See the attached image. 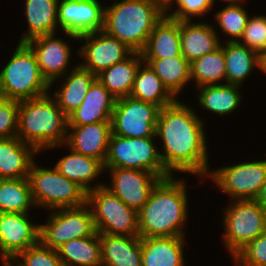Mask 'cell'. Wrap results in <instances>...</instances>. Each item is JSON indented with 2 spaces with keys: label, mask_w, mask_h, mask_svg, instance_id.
Wrapping results in <instances>:
<instances>
[{
  "label": "cell",
  "mask_w": 266,
  "mask_h": 266,
  "mask_svg": "<svg viewBox=\"0 0 266 266\" xmlns=\"http://www.w3.org/2000/svg\"><path fill=\"white\" fill-rule=\"evenodd\" d=\"M185 102L177 99L160 110L156 127L159 153L171 175L196 176L197 182L203 186L212 165L208 145L211 138L205 125L208 121L193 104Z\"/></svg>",
  "instance_id": "6da1fadb"
},
{
  "label": "cell",
  "mask_w": 266,
  "mask_h": 266,
  "mask_svg": "<svg viewBox=\"0 0 266 266\" xmlns=\"http://www.w3.org/2000/svg\"><path fill=\"white\" fill-rule=\"evenodd\" d=\"M187 179V175H172L157 183L138 211L140 237H187L188 221L192 220Z\"/></svg>",
  "instance_id": "7a4b0ae2"
},
{
  "label": "cell",
  "mask_w": 266,
  "mask_h": 266,
  "mask_svg": "<svg viewBox=\"0 0 266 266\" xmlns=\"http://www.w3.org/2000/svg\"><path fill=\"white\" fill-rule=\"evenodd\" d=\"M67 132L68 116L49 93L19 101L17 137L40 154L55 145H64Z\"/></svg>",
  "instance_id": "3957f363"
},
{
  "label": "cell",
  "mask_w": 266,
  "mask_h": 266,
  "mask_svg": "<svg viewBox=\"0 0 266 266\" xmlns=\"http://www.w3.org/2000/svg\"><path fill=\"white\" fill-rule=\"evenodd\" d=\"M163 16L151 0H112L105 4L103 30L134 52H141Z\"/></svg>",
  "instance_id": "277c9868"
},
{
  "label": "cell",
  "mask_w": 266,
  "mask_h": 266,
  "mask_svg": "<svg viewBox=\"0 0 266 266\" xmlns=\"http://www.w3.org/2000/svg\"><path fill=\"white\" fill-rule=\"evenodd\" d=\"M14 49L0 67V97L21 101L49 93L50 84L42 76L31 48L17 43Z\"/></svg>",
  "instance_id": "5b68a950"
},
{
  "label": "cell",
  "mask_w": 266,
  "mask_h": 266,
  "mask_svg": "<svg viewBox=\"0 0 266 266\" xmlns=\"http://www.w3.org/2000/svg\"><path fill=\"white\" fill-rule=\"evenodd\" d=\"M220 209L221 244L232 259L241 249L266 232V209L256 200H230Z\"/></svg>",
  "instance_id": "8992f818"
},
{
  "label": "cell",
  "mask_w": 266,
  "mask_h": 266,
  "mask_svg": "<svg viewBox=\"0 0 266 266\" xmlns=\"http://www.w3.org/2000/svg\"><path fill=\"white\" fill-rule=\"evenodd\" d=\"M36 159L28 174L34 204L38 211L74 208L86 204L87 192L63 176L54 165L45 167Z\"/></svg>",
  "instance_id": "52a82bcc"
},
{
  "label": "cell",
  "mask_w": 266,
  "mask_h": 266,
  "mask_svg": "<svg viewBox=\"0 0 266 266\" xmlns=\"http://www.w3.org/2000/svg\"><path fill=\"white\" fill-rule=\"evenodd\" d=\"M254 158H247V161L242 158L241 161L234 160L228 164L226 162L219 168L211 167L204 181H207V184L211 182L213 185L209 184L210 187H216L213 189L219 190L221 195H226L228 201L255 200L261 186L266 182V159Z\"/></svg>",
  "instance_id": "ba28073f"
},
{
  "label": "cell",
  "mask_w": 266,
  "mask_h": 266,
  "mask_svg": "<svg viewBox=\"0 0 266 266\" xmlns=\"http://www.w3.org/2000/svg\"><path fill=\"white\" fill-rule=\"evenodd\" d=\"M104 168L138 169L161 179L172 176L162 163L157 137L129 138L112 134Z\"/></svg>",
  "instance_id": "9c48e42d"
},
{
  "label": "cell",
  "mask_w": 266,
  "mask_h": 266,
  "mask_svg": "<svg viewBox=\"0 0 266 266\" xmlns=\"http://www.w3.org/2000/svg\"><path fill=\"white\" fill-rule=\"evenodd\" d=\"M86 204L91 209L98 233L139 236L138 212L105 186L89 191Z\"/></svg>",
  "instance_id": "30bf717a"
},
{
  "label": "cell",
  "mask_w": 266,
  "mask_h": 266,
  "mask_svg": "<svg viewBox=\"0 0 266 266\" xmlns=\"http://www.w3.org/2000/svg\"><path fill=\"white\" fill-rule=\"evenodd\" d=\"M47 214L44 222L40 220L39 241L53 250L72 239L93 236L97 232L87 204L50 210Z\"/></svg>",
  "instance_id": "8fae6325"
},
{
  "label": "cell",
  "mask_w": 266,
  "mask_h": 266,
  "mask_svg": "<svg viewBox=\"0 0 266 266\" xmlns=\"http://www.w3.org/2000/svg\"><path fill=\"white\" fill-rule=\"evenodd\" d=\"M62 34L65 36H61ZM76 41L78 43L77 36L60 31L38 36L26 42L36 57L42 76L49 84L78 65L77 61H74L78 59V47L74 50L72 47ZM73 52L77 53V59L76 56H72L75 54Z\"/></svg>",
  "instance_id": "7c38bea8"
},
{
  "label": "cell",
  "mask_w": 266,
  "mask_h": 266,
  "mask_svg": "<svg viewBox=\"0 0 266 266\" xmlns=\"http://www.w3.org/2000/svg\"><path fill=\"white\" fill-rule=\"evenodd\" d=\"M161 108L131 96L116 100L112 113V134L129 138L157 137Z\"/></svg>",
  "instance_id": "4fadbf2b"
},
{
  "label": "cell",
  "mask_w": 266,
  "mask_h": 266,
  "mask_svg": "<svg viewBox=\"0 0 266 266\" xmlns=\"http://www.w3.org/2000/svg\"><path fill=\"white\" fill-rule=\"evenodd\" d=\"M78 41V64L95 76L134 52L104 30L81 35Z\"/></svg>",
  "instance_id": "5bb4252c"
},
{
  "label": "cell",
  "mask_w": 266,
  "mask_h": 266,
  "mask_svg": "<svg viewBox=\"0 0 266 266\" xmlns=\"http://www.w3.org/2000/svg\"><path fill=\"white\" fill-rule=\"evenodd\" d=\"M104 186L120 198L127 206L139 211L161 180L152 172L130 168H104ZM109 176V177H108ZM109 181V182H108ZM109 183V184H108Z\"/></svg>",
  "instance_id": "9a60e30c"
},
{
  "label": "cell",
  "mask_w": 266,
  "mask_h": 266,
  "mask_svg": "<svg viewBox=\"0 0 266 266\" xmlns=\"http://www.w3.org/2000/svg\"><path fill=\"white\" fill-rule=\"evenodd\" d=\"M34 217L31 213H0V264L39 242L40 223Z\"/></svg>",
  "instance_id": "2e32d148"
},
{
  "label": "cell",
  "mask_w": 266,
  "mask_h": 266,
  "mask_svg": "<svg viewBox=\"0 0 266 266\" xmlns=\"http://www.w3.org/2000/svg\"><path fill=\"white\" fill-rule=\"evenodd\" d=\"M106 1L59 0L57 11L59 31L79 37L103 30Z\"/></svg>",
  "instance_id": "e0dca14e"
},
{
  "label": "cell",
  "mask_w": 266,
  "mask_h": 266,
  "mask_svg": "<svg viewBox=\"0 0 266 266\" xmlns=\"http://www.w3.org/2000/svg\"><path fill=\"white\" fill-rule=\"evenodd\" d=\"M62 147L63 149L67 148L66 154L58 156L59 159L56 158V163L54 161L53 165L63 176L77 183L87 193L104 186L105 181L102 180L104 178L102 175H105V169L104 164L100 160L76 153L65 144L55 145L46 151H53L52 149L56 150Z\"/></svg>",
  "instance_id": "ac0fdd59"
},
{
  "label": "cell",
  "mask_w": 266,
  "mask_h": 266,
  "mask_svg": "<svg viewBox=\"0 0 266 266\" xmlns=\"http://www.w3.org/2000/svg\"><path fill=\"white\" fill-rule=\"evenodd\" d=\"M111 135V121L68 125L65 145L76 153L95 158L104 164Z\"/></svg>",
  "instance_id": "d6986e66"
},
{
  "label": "cell",
  "mask_w": 266,
  "mask_h": 266,
  "mask_svg": "<svg viewBox=\"0 0 266 266\" xmlns=\"http://www.w3.org/2000/svg\"><path fill=\"white\" fill-rule=\"evenodd\" d=\"M96 79L97 76L78 64L63 77L50 83L49 94L55 99L62 111L69 116L80 106L91 84Z\"/></svg>",
  "instance_id": "ffe728a7"
},
{
  "label": "cell",
  "mask_w": 266,
  "mask_h": 266,
  "mask_svg": "<svg viewBox=\"0 0 266 266\" xmlns=\"http://www.w3.org/2000/svg\"><path fill=\"white\" fill-rule=\"evenodd\" d=\"M244 87L235 84H217V85H205L198 87L196 89V99L194 108L199 107L204 112L207 111L213 116H231L234 112L237 113L239 110H242L241 106L243 100L246 97L243 96ZM241 107V108H240ZM237 111V112H236Z\"/></svg>",
  "instance_id": "44dd1931"
},
{
  "label": "cell",
  "mask_w": 266,
  "mask_h": 266,
  "mask_svg": "<svg viewBox=\"0 0 266 266\" xmlns=\"http://www.w3.org/2000/svg\"><path fill=\"white\" fill-rule=\"evenodd\" d=\"M209 20L180 21L181 54L189 63L221 46L219 36Z\"/></svg>",
  "instance_id": "7402d4cb"
},
{
  "label": "cell",
  "mask_w": 266,
  "mask_h": 266,
  "mask_svg": "<svg viewBox=\"0 0 266 266\" xmlns=\"http://www.w3.org/2000/svg\"><path fill=\"white\" fill-rule=\"evenodd\" d=\"M186 239L168 236L141 237L142 266H188L185 251L189 242Z\"/></svg>",
  "instance_id": "603a6c76"
},
{
  "label": "cell",
  "mask_w": 266,
  "mask_h": 266,
  "mask_svg": "<svg viewBox=\"0 0 266 266\" xmlns=\"http://www.w3.org/2000/svg\"><path fill=\"white\" fill-rule=\"evenodd\" d=\"M116 98L96 79L80 106L68 116V125L111 121Z\"/></svg>",
  "instance_id": "cb8c5ba5"
},
{
  "label": "cell",
  "mask_w": 266,
  "mask_h": 266,
  "mask_svg": "<svg viewBox=\"0 0 266 266\" xmlns=\"http://www.w3.org/2000/svg\"><path fill=\"white\" fill-rule=\"evenodd\" d=\"M58 2L59 0H23L22 15L26 20L24 34H21L18 43L42 35L58 33ZM27 28V29H26Z\"/></svg>",
  "instance_id": "d4e9b609"
},
{
  "label": "cell",
  "mask_w": 266,
  "mask_h": 266,
  "mask_svg": "<svg viewBox=\"0 0 266 266\" xmlns=\"http://www.w3.org/2000/svg\"><path fill=\"white\" fill-rule=\"evenodd\" d=\"M39 155L33 146L18 137L0 139V179L28 178Z\"/></svg>",
  "instance_id": "484cf974"
},
{
  "label": "cell",
  "mask_w": 266,
  "mask_h": 266,
  "mask_svg": "<svg viewBox=\"0 0 266 266\" xmlns=\"http://www.w3.org/2000/svg\"><path fill=\"white\" fill-rule=\"evenodd\" d=\"M102 266H142L141 237L99 233Z\"/></svg>",
  "instance_id": "4316f807"
},
{
  "label": "cell",
  "mask_w": 266,
  "mask_h": 266,
  "mask_svg": "<svg viewBox=\"0 0 266 266\" xmlns=\"http://www.w3.org/2000/svg\"><path fill=\"white\" fill-rule=\"evenodd\" d=\"M141 55L142 59L181 56L180 21L164 15L154 26Z\"/></svg>",
  "instance_id": "83f0119b"
},
{
  "label": "cell",
  "mask_w": 266,
  "mask_h": 266,
  "mask_svg": "<svg viewBox=\"0 0 266 266\" xmlns=\"http://www.w3.org/2000/svg\"><path fill=\"white\" fill-rule=\"evenodd\" d=\"M248 2L250 1L243 0L233 3H224V5H219L221 6L219 10L215 7L213 8L215 11L212 13L214 21L211 22L221 43L239 42L242 38L247 21L251 16V12H248V9H250L248 8Z\"/></svg>",
  "instance_id": "f1b7e54d"
},
{
  "label": "cell",
  "mask_w": 266,
  "mask_h": 266,
  "mask_svg": "<svg viewBox=\"0 0 266 266\" xmlns=\"http://www.w3.org/2000/svg\"><path fill=\"white\" fill-rule=\"evenodd\" d=\"M223 50L226 66L225 83L243 87L258 70V53L239 42H224Z\"/></svg>",
  "instance_id": "f546056e"
},
{
  "label": "cell",
  "mask_w": 266,
  "mask_h": 266,
  "mask_svg": "<svg viewBox=\"0 0 266 266\" xmlns=\"http://www.w3.org/2000/svg\"><path fill=\"white\" fill-rule=\"evenodd\" d=\"M143 63L141 52H133L125 60L115 63L97 75L101 84L116 98L130 96L139 66Z\"/></svg>",
  "instance_id": "4dcf8cb0"
},
{
  "label": "cell",
  "mask_w": 266,
  "mask_h": 266,
  "mask_svg": "<svg viewBox=\"0 0 266 266\" xmlns=\"http://www.w3.org/2000/svg\"><path fill=\"white\" fill-rule=\"evenodd\" d=\"M160 78L163 85L176 98L191 84L190 63L181 55L161 59H143ZM187 87V88H186Z\"/></svg>",
  "instance_id": "1f68e13d"
},
{
  "label": "cell",
  "mask_w": 266,
  "mask_h": 266,
  "mask_svg": "<svg viewBox=\"0 0 266 266\" xmlns=\"http://www.w3.org/2000/svg\"><path fill=\"white\" fill-rule=\"evenodd\" d=\"M64 266H102L99 233L93 236L72 239L57 249Z\"/></svg>",
  "instance_id": "d6a6232c"
},
{
  "label": "cell",
  "mask_w": 266,
  "mask_h": 266,
  "mask_svg": "<svg viewBox=\"0 0 266 266\" xmlns=\"http://www.w3.org/2000/svg\"><path fill=\"white\" fill-rule=\"evenodd\" d=\"M130 96L155 104L161 109L177 100L163 85L155 71L145 62L139 66Z\"/></svg>",
  "instance_id": "836d02e7"
},
{
  "label": "cell",
  "mask_w": 266,
  "mask_h": 266,
  "mask_svg": "<svg viewBox=\"0 0 266 266\" xmlns=\"http://www.w3.org/2000/svg\"><path fill=\"white\" fill-rule=\"evenodd\" d=\"M33 209L37 210L28 178L0 179V213H31Z\"/></svg>",
  "instance_id": "e575fe53"
},
{
  "label": "cell",
  "mask_w": 266,
  "mask_h": 266,
  "mask_svg": "<svg viewBox=\"0 0 266 266\" xmlns=\"http://www.w3.org/2000/svg\"><path fill=\"white\" fill-rule=\"evenodd\" d=\"M190 73L191 85L194 89L205 85L225 84L226 66L223 43L215 51L191 62Z\"/></svg>",
  "instance_id": "d590c367"
},
{
  "label": "cell",
  "mask_w": 266,
  "mask_h": 266,
  "mask_svg": "<svg viewBox=\"0 0 266 266\" xmlns=\"http://www.w3.org/2000/svg\"><path fill=\"white\" fill-rule=\"evenodd\" d=\"M8 264L10 266H64L57 250L44 246L40 241L19 253Z\"/></svg>",
  "instance_id": "8d00e7d4"
},
{
  "label": "cell",
  "mask_w": 266,
  "mask_h": 266,
  "mask_svg": "<svg viewBox=\"0 0 266 266\" xmlns=\"http://www.w3.org/2000/svg\"><path fill=\"white\" fill-rule=\"evenodd\" d=\"M214 7L217 8L211 0H178L166 16L178 21L205 20L212 16Z\"/></svg>",
  "instance_id": "74e56055"
},
{
  "label": "cell",
  "mask_w": 266,
  "mask_h": 266,
  "mask_svg": "<svg viewBox=\"0 0 266 266\" xmlns=\"http://www.w3.org/2000/svg\"><path fill=\"white\" fill-rule=\"evenodd\" d=\"M231 262L233 266H266V232L248 243Z\"/></svg>",
  "instance_id": "f35d334b"
},
{
  "label": "cell",
  "mask_w": 266,
  "mask_h": 266,
  "mask_svg": "<svg viewBox=\"0 0 266 266\" xmlns=\"http://www.w3.org/2000/svg\"><path fill=\"white\" fill-rule=\"evenodd\" d=\"M266 36V14L254 13L249 17L244 34L240 39L241 45L256 51L257 53L263 52Z\"/></svg>",
  "instance_id": "ab89813d"
},
{
  "label": "cell",
  "mask_w": 266,
  "mask_h": 266,
  "mask_svg": "<svg viewBox=\"0 0 266 266\" xmlns=\"http://www.w3.org/2000/svg\"><path fill=\"white\" fill-rule=\"evenodd\" d=\"M18 103L16 99L0 97V139L17 137Z\"/></svg>",
  "instance_id": "60d3db41"
},
{
  "label": "cell",
  "mask_w": 266,
  "mask_h": 266,
  "mask_svg": "<svg viewBox=\"0 0 266 266\" xmlns=\"http://www.w3.org/2000/svg\"><path fill=\"white\" fill-rule=\"evenodd\" d=\"M156 7L167 15L176 5L178 0H151Z\"/></svg>",
  "instance_id": "b9f144b4"
},
{
  "label": "cell",
  "mask_w": 266,
  "mask_h": 266,
  "mask_svg": "<svg viewBox=\"0 0 266 266\" xmlns=\"http://www.w3.org/2000/svg\"><path fill=\"white\" fill-rule=\"evenodd\" d=\"M258 72L266 77V52L258 53Z\"/></svg>",
  "instance_id": "7bdbcfd3"
},
{
  "label": "cell",
  "mask_w": 266,
  "mask_h": 266,
  "mask_svg": "<svg viewBox=\"0 0 266 266\" xmlns=\"http://www.w3.org/2000/svg\"><path fill=\"white\" fill-rule=\"evenodd\" d=\"M255 200L266 209V182L261 186V189Z\"/></svg>",
  "instance_id": "ee69618b"
},
{
  "label": "cell",
  "mask_w": 266,
  "mask_h": 266,
  "mask_svg": "<svg viewBox=\"0 0 266 266\" xmlns=\"http://www.w3.org/2000/svg\"><path fill=\"white\" fill-rule=\"evenodd\" d=\"M213 2V4L215 5L216 4H224V3H233V2H238V1H243V0H211ZM218 1V2H217Z\"/></svg>",
  "instance_id": "f6af8a7d"
},
{
  "label": "cell",
  "mask_w": 266,
  "mask_h": 266,
  "mask_svg": "<svg viewBox=\"0 0 266 266\" xmlns=\"http://www.w3.org/2000/svg\"><path fill=\"white\" fill-rule=\"evenodd\" d=\"M265 38H266V36H265ZM263 52H266V40H265V43H264Z\"/></svg>",
  "instance_id": "bcb514c9"
},
{
  "label": "cell",
  "mask_w": 266,
  "mask_h": 266,
  "mask_svg": "<svg viewBox=\"0 0 266 266\" xmlns=\"http://www.w3.org/2000/svg\"><path fill=\"white\" fill-rule=\"evenodd\" d=\"M2 266H10L8 263H2Z\"/></svg>",
  "instance_id": "7dc6e473"
}]
</instances>
